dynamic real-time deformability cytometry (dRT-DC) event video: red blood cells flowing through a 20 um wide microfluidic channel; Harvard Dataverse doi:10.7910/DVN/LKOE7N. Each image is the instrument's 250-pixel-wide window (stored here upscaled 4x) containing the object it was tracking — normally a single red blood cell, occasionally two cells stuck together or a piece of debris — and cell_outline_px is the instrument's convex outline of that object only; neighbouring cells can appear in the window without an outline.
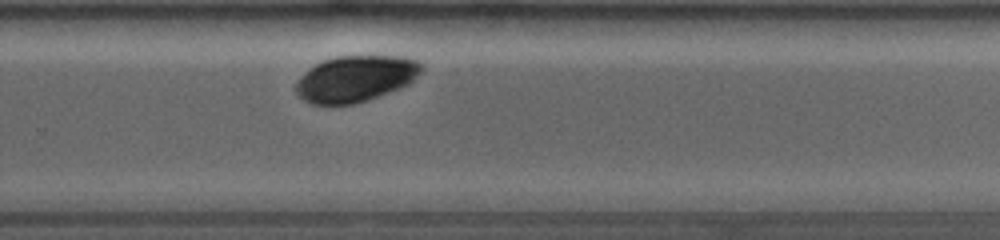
{"species": "common noctule bat (a hibernating species)", "species_latin": "Nyctalus noctula", "temperature_condition": "room temperature", "stored_images_in_passage": 13, "camera_frame_rate_fps": 4000, "um_per_image_px": 0.085, "animal": {"sex": "female", "body_mass_g": 19.0, "forearm_length_mm": 53.3}, "frame": {"image": 1, "passage_image": 13, "time_ms": 6.25, "image_size_px": [1000, 240], "cell_outline_px": [[424, 68], [408, 84], [400, 88], [368, 100], [352, 104], [312, 104], [304, 100], [296, 92], [296, 80], [304, 72], [316, 64], [324, 60], [336, 56], [404, 56], [416, 60], [424, 64]], "centroid_in_image_um": [30.23, 6.68], "position_along_channel_um": 299.6, "area_um2": 33.76}}